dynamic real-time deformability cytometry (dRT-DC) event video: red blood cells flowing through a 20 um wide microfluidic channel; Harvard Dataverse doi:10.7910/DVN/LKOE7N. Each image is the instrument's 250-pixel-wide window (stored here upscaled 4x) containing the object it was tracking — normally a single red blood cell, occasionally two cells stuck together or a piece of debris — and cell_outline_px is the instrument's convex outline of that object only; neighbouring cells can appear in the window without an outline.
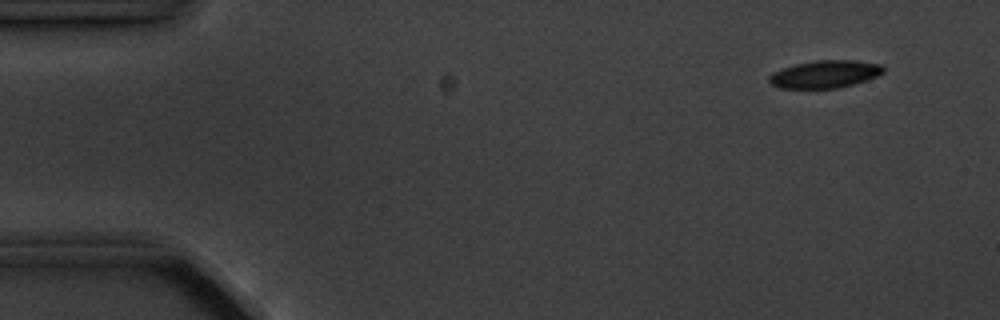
{"species": "common noctule bat (a hibernating species)", "species_latin": "Nyctalus noctula", "temperature_condition": "cold", "stored_images_in_passage": 5, "camera_frame_rate_fps": 3000, "um_per_image_px": 0.085, "animal": {"sex": "male", "body_mass_g": 20.1, "forearm_length_mm": 53.5}, "frame": {"image": 1, "passage_image": 2, "time_ms": 1.333, "image_size_px": [1000, 320], "cell_outline_px": [[884, 72], [876, 76], [852, 84], [836, 88], [780, 88], [772, 84], [768, 80], [768, 76], [772, 72], [796, 64], [816, 60], [856, 60], [884, 64]], "centroid_in_image_um": [70.13, 6.29], "position_along_channel_um": 14.9, "area_um2": 18.26}}